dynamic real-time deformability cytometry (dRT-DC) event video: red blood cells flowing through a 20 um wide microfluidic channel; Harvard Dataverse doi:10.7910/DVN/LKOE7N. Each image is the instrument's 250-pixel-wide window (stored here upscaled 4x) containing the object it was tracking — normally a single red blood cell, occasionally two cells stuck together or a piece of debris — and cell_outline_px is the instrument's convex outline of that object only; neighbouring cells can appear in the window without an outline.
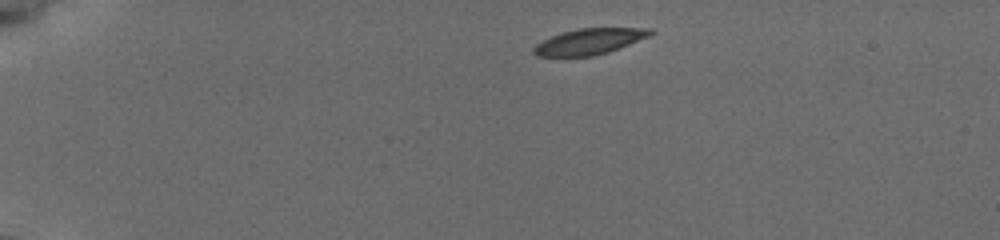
{"species": "common noctule bat (a hibernating species)", "species_latin": "Nyctalus noctula", "temperature_condition": "cold", "stored_images_in_passage": 44, "camera_frame_rate_fps": 3000, "um_per_image_px": 0.085, "animal": {"sex": "female", "body_mass_g": 19.5, "forearm_length_mm": 54.1}, "frame": {"image": 1, "passage_image": 1, "time_ms": 0.0, "image_size_px": [1000, 240], "cell_outline_px": [[656, 32], [648, 36], [608, 52], [592, 56], [536, 56], [532, 52], [532, 48], [536, 44], [560, 32], [580, 28], [652, 28]], "centroid_in_image_um": [50.07, 3.52], "position_along_channel_um": 34.9, "area_um2": 17.46}}
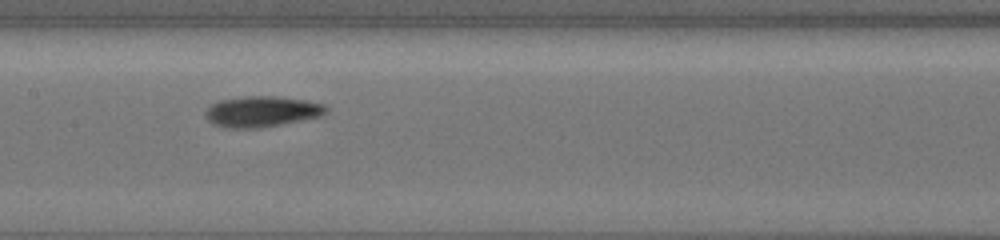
{"frame": {"image": 2, "passage_image": 19, "time_ms": 6.0, "image_size_px": [1000, 240], "cell_outline_px": [[328, 108], [320, 116], [260, 128], [224, 128], [208, 120], [204, 112], [208, 104], [220, 100], [248, 96], [276, 96], [304, 100], [324, 104]], "centroid_in_image_um": [22.19, 9.47], "position_along_channel_um": 185.2, "area_um2": 21.5}}
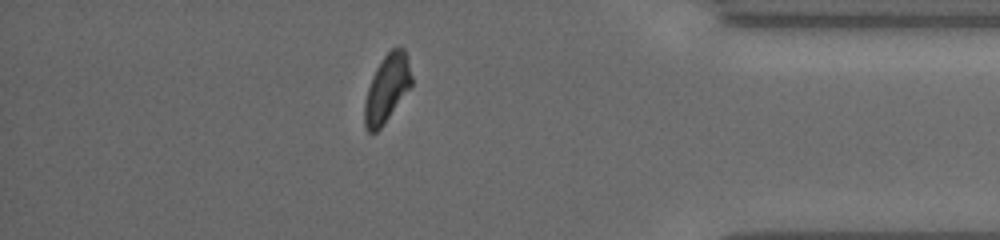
{"frame": {"image": 3, "passage_image": 38, "time_ms": 12.333, "image_size_px": [1000, 240], "cell_outline_px": [[412, 84], [380, 128], [376, 132], [368, 132], [364, 124], [364, 104], [368, 88], [372, 76], [376, 68], [384, 56], [392, 48], [404, 48], [408, 56], [412, 76]], "centroid_in_image_um": [32.89, 7.49], "position_along_channel_um": 402.3, "area_um2": 18.21}, "authors_computed_cell_mechanics": {"area_um2": 19.1896, "velocity_mm_per_s": 3.7927, "shape_relaxation_time_tau1_ms": 2.6743, "shape_relaxation_time_tau2_ms": 2.6943, "deformation_change_tau1": 0.1266, "deformation_change_tau2": 0.0823}}